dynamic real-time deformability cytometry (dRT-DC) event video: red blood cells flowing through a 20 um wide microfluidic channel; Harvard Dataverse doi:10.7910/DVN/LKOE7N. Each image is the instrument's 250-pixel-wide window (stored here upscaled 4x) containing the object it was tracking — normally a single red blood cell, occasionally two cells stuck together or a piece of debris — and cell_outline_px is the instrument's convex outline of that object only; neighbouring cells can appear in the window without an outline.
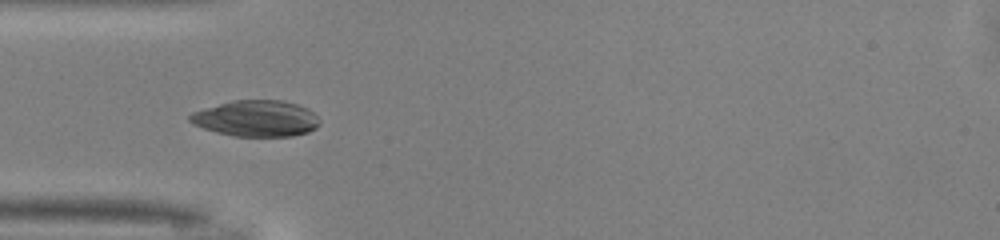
{"species": "common noctule bat (a hibernating species)", "species_latin": "Nyctalus noctula", "temperature_condition": "warm", "stored_images_in_passage": 6, "camera_frame_rate_fps": 3000, "um_per_image_px": 0.085, "animal": {"sex": "male", "body_mass_g": 13.0, "forearm_length_mm": 53.1}, "frame": {"image": 1, "passage_image": 4, "time_ms": 1.0, "image_size_px": [1000, 240], "cell_outline_px": [[320, 124], [316, 128], [308, 132], [292, 136], [236, 136], [216, 132], [204, 128], [188, 120], [188, 116], [192, 112], [232, 100], [284, 100], [308, 108], [320, 120]], "centroid_in_image_um": [21.8, 10.06], "position_along_channel_um": 63.2, "area_um2": 27.22}}